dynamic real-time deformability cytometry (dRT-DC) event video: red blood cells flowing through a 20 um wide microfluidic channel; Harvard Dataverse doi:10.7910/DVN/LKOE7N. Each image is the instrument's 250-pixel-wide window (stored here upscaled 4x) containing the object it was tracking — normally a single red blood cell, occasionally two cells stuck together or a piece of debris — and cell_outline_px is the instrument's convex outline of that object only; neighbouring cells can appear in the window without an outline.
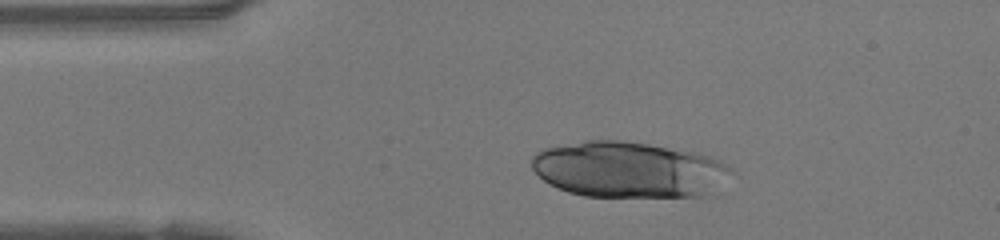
{"species": "human", "species_latin": "Homo sapiens", "temperature_condition": "warm", "stored_images_in_passage": 36, "camera_frame_rate_fps": 3000, "um_per_image_px": 0.085, "donor": {"sex": "female"}, "frame": {"image": 1, "passage_image": 6, "time_ms": 1.667, "image_size_px": [1000, 240], "cell_outline_px": [[740, 176], [720, 196], [584, 196], [568, 192], [544, 180], [532, 168], [532, 156], [540, 148], [584, 140], [624, 140], [696, 152], [712, 156], [724, 160]], "centroid_in_image_um": [53.7, 14.43], "position_along_channel_um": 31.3, "area_um2": 67.34}}
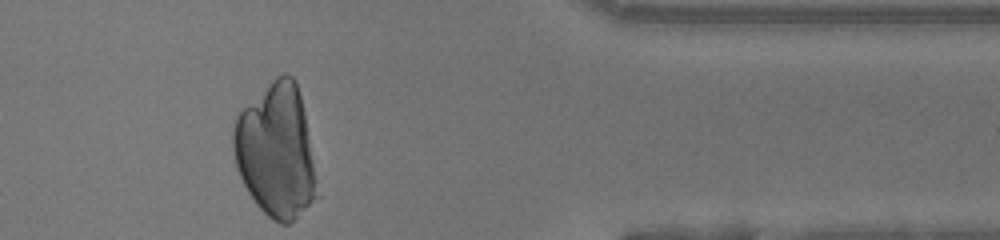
{"frame": {"image": 2, "passage_image": 36, "time_ms": 11.667, "image_size_px": [1000, 240], "cell_outline_px": [[320, 196], [288, 224], [280, 224], [272, 220], [256, 204], [248, 192], [236, 168], [232, 148], [232, 128], [236, 116], [276, 76], [284, 72], [292, 76], [296, 80], [304, 112]], "centroid_in_image_um": [23.47, 12.86], "position_along_channel_um": 387.9, "area_um2": 65.03}}